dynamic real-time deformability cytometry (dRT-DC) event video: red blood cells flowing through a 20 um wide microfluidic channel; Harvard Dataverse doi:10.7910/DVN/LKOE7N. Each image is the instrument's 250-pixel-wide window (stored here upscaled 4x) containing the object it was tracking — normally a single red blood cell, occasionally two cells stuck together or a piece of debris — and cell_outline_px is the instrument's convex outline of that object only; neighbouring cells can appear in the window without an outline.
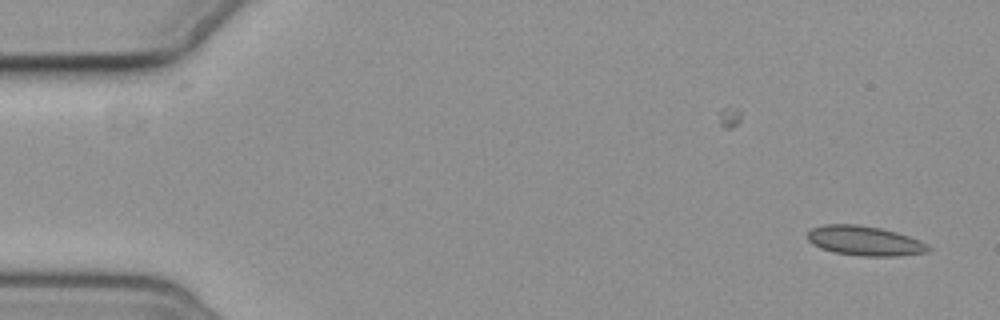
{"species": "common noctule bat (a hibernating species)", "species_latin": "Nyctalus noctula", "temperature_condition": "cold", "stored_images_in_passage": 5, "camera_frame_rate_fps": 3000, "um_per_image_px": 0.085, "animal": {"sex": "female", "body_mass_g": 19.3, "forearm_length_mm": 54.1}, "frame": {"image": 1, "passage_image": 2, "time_ms": 2.0, "image_size_px": [1000, 320], "cell_outline_px": [[932, 248], [928, 252], [896, 256], [860, 256], [836, 252], [820, 248], [812, 244], [808, 240], [808, 232], [812, 228], [824, 224], [856, 224], [880, 228], [896, 232], [908, 236], [928, 244]], "centroid_in_image_um": [73.5, 20.47], "position_along_channel_um": 11.5, "area_um2": 20.81}}
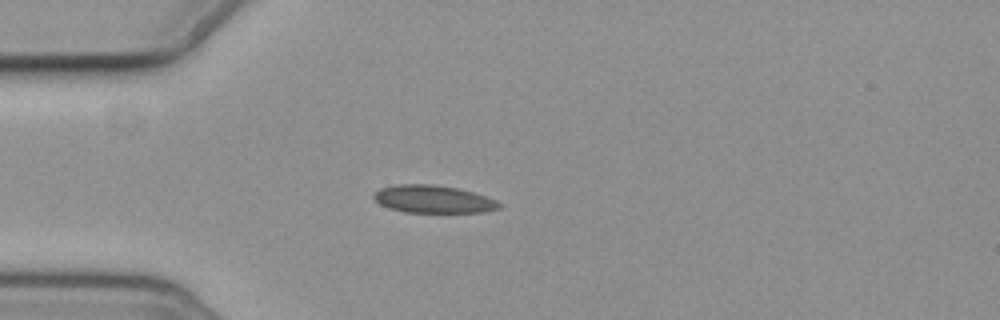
{"frame": {"image": 2, "passage_image": 5, "time_ms": 6.333, "image_size_px": [1000, 320], "cell_outline_px": [[504, 204], [500, 208], [484, 212], [404, 212], [388, 208], [380, 204], [372, 196], [380, 188], [396, 184], [432, 184], [456, 188], [472, 192], [496, 200]], "centroid_in_image_um": [36.83, 16.93], "position_along_channel_um": 48.2, "area_um2": 20.17}}